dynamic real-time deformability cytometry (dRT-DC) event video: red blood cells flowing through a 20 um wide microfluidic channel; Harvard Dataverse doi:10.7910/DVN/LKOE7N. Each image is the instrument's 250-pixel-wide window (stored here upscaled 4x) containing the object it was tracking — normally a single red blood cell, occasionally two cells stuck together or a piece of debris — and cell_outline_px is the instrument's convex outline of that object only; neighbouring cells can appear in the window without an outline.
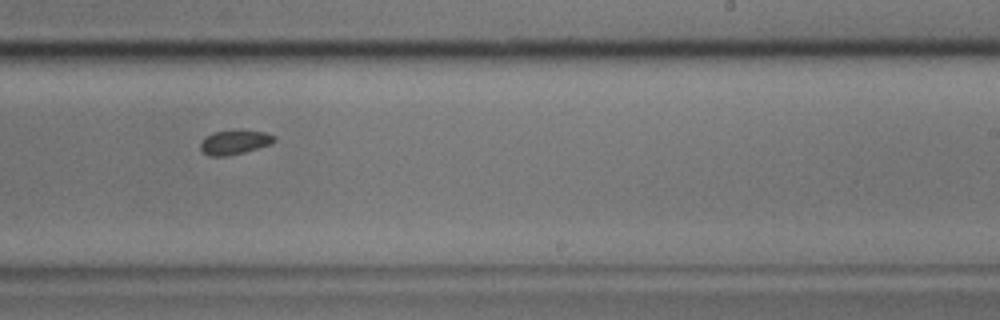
{"species": "common noctule bat (a hibernating species)", "species_latin": "Nyctalus noctula", "temperature_condition": "cold", "stored_images_in_passage": 9, "camera_frame_rate_fps": 3000, "um_per_image_px": 0.085, "animal": {"sex": "male", "body_mass_g": 17.9}, "frame": {"image": 1, "passage_image": 8, "time_ms": 2.333, "image_size_px": [1000, 320], "cell_outline_px": [[276, 140], [272, 144], [244, 152], [228, 156], [208, 156], [200, 148], [200, 144], [204, 136], [212, 132], [236, 128], [264, 132], [276, 136]], "centroid_in_image_um": [19.94, 12.05], "position_along_channel_um": 269.1, "area_um2": 10.92}}
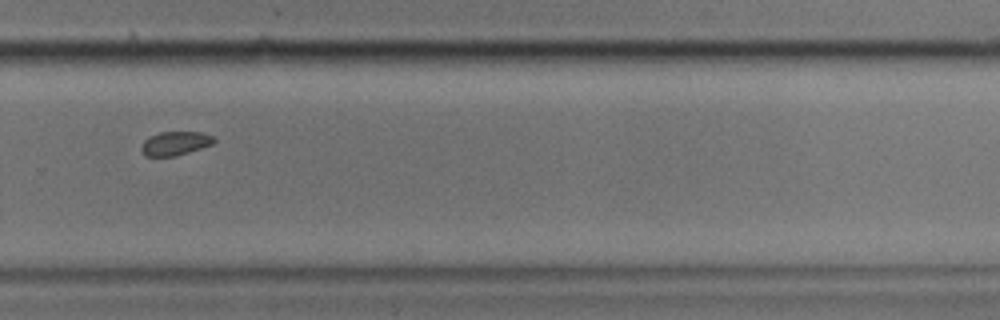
{"frame": {"image": 2, "passage_image": 9, "time_ms": 2.667, "image_size_px": [1000, 320], "cell_outline_px": [[216, 140], [212, 144], [176, 156], [144, 156], [140, 148], [144, 140], [148, 136], [160, 132], [200, 132], [212, 136]], "centroid_in_image_um": [14.85, 12.18], "position_along_channel_um": 315.0, "area_um2": 10.06}}